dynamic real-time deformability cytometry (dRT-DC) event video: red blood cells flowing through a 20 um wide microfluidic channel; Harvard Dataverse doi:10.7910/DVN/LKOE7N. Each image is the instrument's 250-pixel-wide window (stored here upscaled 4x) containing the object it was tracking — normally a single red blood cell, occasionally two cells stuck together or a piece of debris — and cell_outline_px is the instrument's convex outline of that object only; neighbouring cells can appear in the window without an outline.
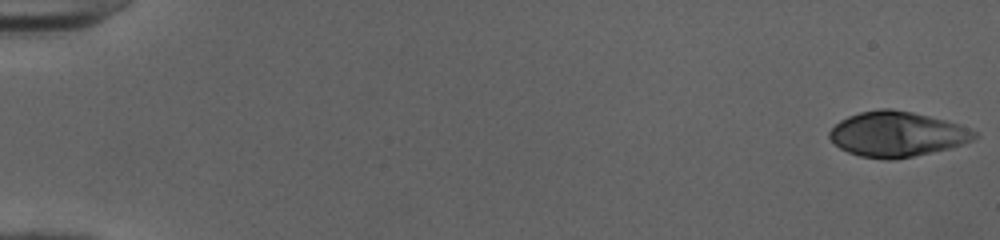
{"species": "human", "species_latin": "Homo sapiens", "temperature_condition": "cold", "stored_images_in_passage": 51, "camera_frame_rate_fps": 3000, "um_per_image_px": 0.085, "donor": {"sex": "female"}, "frame": {"image": 1, "passage_image": 1, "time_ms": 0.0, "image_size_px": [1000, 240], "cell_outline_px": [[980, 136], [972, 140], [952, 148], [896, 160], [884, 160], [860, 156], [848, 152], [840, 148], [828, 136], [828, 132], [840, 120], [848, 116], [860, 112], [880, 108], [888, 108], [912, 112], [960, 124], [976, 132]], "centroid_in_image_um": [76.25, 11.41], "position_along_channel_um": 8.7, "area_um2": 38.26}}
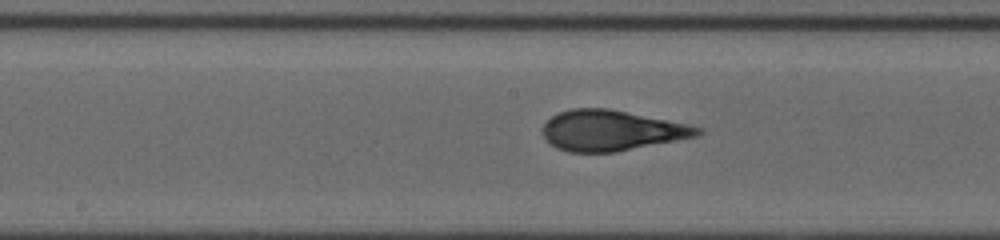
{"frame": {"image": 2, "passage_image": 28, "time_ms": 9.0, "image_size_px": [1000, 240], "cell_outline_px": [[704, 132], [700, 136], [616, 152], [568, 152], [556, 148], [540, 132], [544, 124], [556, 112], [572, 108], [608, 108], [688, 124], [704, 128]], "centroid_in_image_um": [51.99, 11.09], "position_along_channel_um": 196.2, "area_um2": 36.82}}
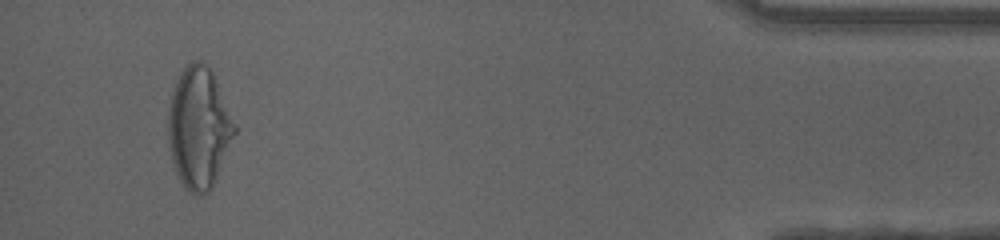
{"frame": {"image": 3, "passage_image": 49, "time_ms": 16.0, "image_size_px": [1000, 240], "cell_outline_px": [[236, 132], [216, 180], [208, 192], [200, 196], [196, 196], [188, 192], [184, 188], [176, 176], [168, 144], [168, 112], [172, 92], [176, 80], [180, 72], [192, 60], [200, 60], [208, 64], [212, 72], [236, 124]], "centroid_in_image_um": [16.89, 10.89], "position_along_channel_um": 418.3, "area_um2": 47.28}, "authors_computed_cell_mechanics": {"area_um2": 36.8764, "velocity_mm_per_s": 4.0383, "shape_relaxation_time_tau1_ms": 5.885, "shape_relaxation_time_tau2_ms": 0.7523, "deformation_change_tau1": 0.2345, "deformation_change_tau2": 0.0672}}